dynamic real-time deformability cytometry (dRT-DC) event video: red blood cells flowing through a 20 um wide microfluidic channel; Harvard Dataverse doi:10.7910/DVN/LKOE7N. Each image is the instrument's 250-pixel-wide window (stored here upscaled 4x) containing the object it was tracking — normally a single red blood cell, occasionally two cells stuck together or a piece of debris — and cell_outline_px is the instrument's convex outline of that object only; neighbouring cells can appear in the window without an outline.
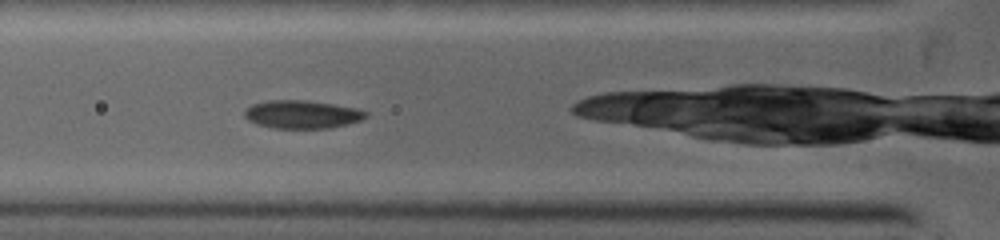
{"species": "common noctule bat (a hibernating species)", "species_latin": "Nyctalus noctula", "temperature_condition": "warm", "stored_images_in_passage": 16, "camera_frame_rate_fps": 5000, "um_per_image_px": 0.085, "animal": {"sex": "female", "body_mass_g": 19.0, "forearm_length_mm": 53.3}, "frame": {"image": 1, "passage_image": 3, "time_ms": 0.6, "image_size_px": [1000, 240], "cell_outline_px": [[368, 116], [360, 120], [348, 124], [328, 128], [272, 128], [256, 124], [248, 120], [244, 116], [244, 112], [252, 104], [268, 100], [308, 100], [356, 108], [368, 112]], "centroid_in_image_um": [25.67, 9.72], "position_along_channel_um": 100.1, "area_um2": 19.88}}
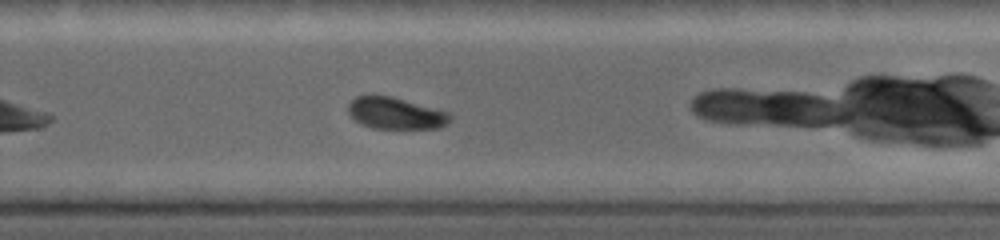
{"frame": {"image": 2, "passage_image": 16, "time_ms": 4.8, "image_size_px": [1000, 240], "cell_outline_px": [[452, 116], [444, 124], [436, 128], [372, 128], [356, 120], [348, 112], [348, 104], [356, 96], [368, 92], [376, 92], [392, 96], [452, 112]], "centroid_in_image_um": [33.59, 9.56], "position_along_channel_um": 296.2, "area_um2": 19.25}}